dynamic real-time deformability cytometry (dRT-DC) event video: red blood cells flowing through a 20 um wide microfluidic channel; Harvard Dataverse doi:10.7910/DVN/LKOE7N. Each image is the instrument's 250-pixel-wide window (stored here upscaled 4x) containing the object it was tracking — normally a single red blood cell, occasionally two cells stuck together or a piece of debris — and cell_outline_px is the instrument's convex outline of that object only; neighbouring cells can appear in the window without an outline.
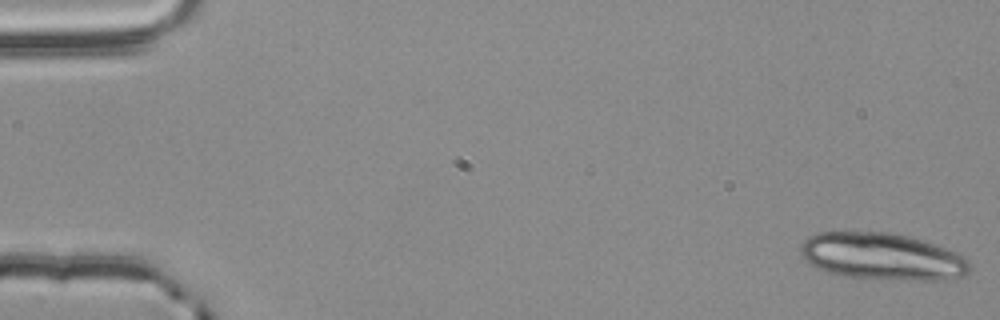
{"species": "common noctule bat (a hibernating species)", "species_latin": "Nyctalus noctula", "temperature_condition": "room temperature", "stored_images_in_passage": 36, "camera_frame_rate_fps": 3000, "um_per_image_px": 0.085, "animal": {"sex": "male", "body_mass_g": 20.4}, "frame": {"image": 1, "passage_image": 1, "time_ms": 0.0, "image_size_px": [1000, 320], "cell_outline_px": [[972, 268], [964, 276], [948, 280], [888, 280], [844, 276], [828, 272], [816, 268], [804, 260], [800, 256], [800, 244], [808, 236], [820, 232], [888, 232], [908, 236], [956, 252], [964, 256], [968, 260]], "centroid_in_image_um": [74.97, 21.82], "position_along_channel_um": 10.0, "area_um2": 46.7}}